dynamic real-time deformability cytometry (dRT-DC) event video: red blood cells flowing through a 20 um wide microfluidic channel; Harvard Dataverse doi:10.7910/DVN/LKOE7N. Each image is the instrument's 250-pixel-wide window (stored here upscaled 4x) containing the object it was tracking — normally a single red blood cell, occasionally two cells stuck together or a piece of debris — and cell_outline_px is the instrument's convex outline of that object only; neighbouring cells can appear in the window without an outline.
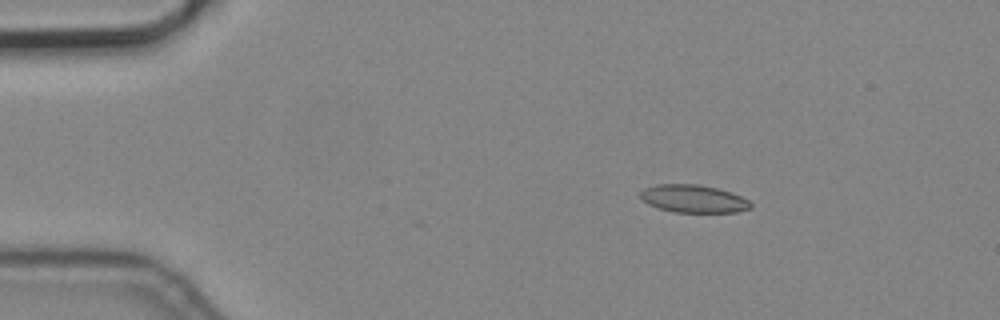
{"species": "common noctule bat (a hibernating species)", "species_latin": "Nyctalus noctula", "temperature_condition": "cold", "stored_images_in_passage": 4, "camera_frame_rate_fps": 3000, "um_per_image_px": 0.085, "animal": {"sex": "male", "body_mass_g": 19.2, "forearm_length_mm": 51.8}, "frame": {"image": 1, "passage_image": 1, "time_ms": 0.0, "image_size_px": [1000, 320], "cell_outline_px": [[752, 208], [736, 212], [676, 212], [660, 208], [648, 204], [640, 196], [640, 192], [644, 188], [656, 184], [696, 184], [716, 188], [740, 196], [748, 200], [752, 204]], "centroid_in_image_um": [58.94, 16.89], "position_along_channel_um": 26.1, "area_um2": 17.63}}
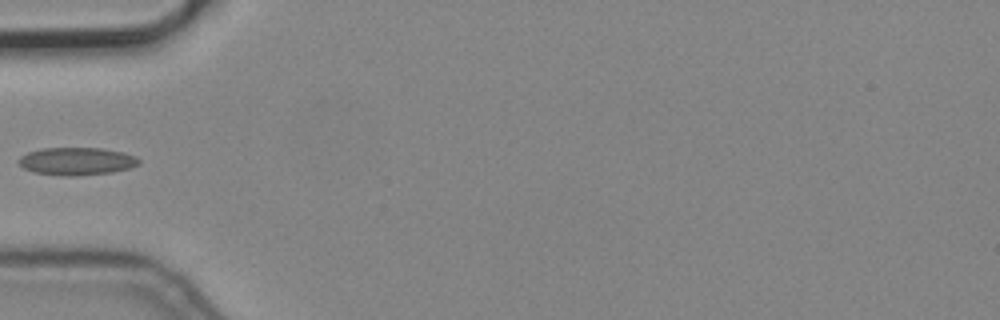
{"frame": {"image": 2, "passage_image": 4, "time_ms": 1.0, "image_size_px": [1000, 320], "cell_outline_px": [[140, 164], [128, 168], [112, 172], [76, 176], [60, 176], [32, 172], [24, 168], [16, 160], [20, 156], [28, 152], [44, 148], [100, 148], [124, 152], [136, 156], [140, 160]], "centroid_in_image_um": [6.51, 13.71], "position_along_channel_um": 78.5, "area_um2": 19.54}}